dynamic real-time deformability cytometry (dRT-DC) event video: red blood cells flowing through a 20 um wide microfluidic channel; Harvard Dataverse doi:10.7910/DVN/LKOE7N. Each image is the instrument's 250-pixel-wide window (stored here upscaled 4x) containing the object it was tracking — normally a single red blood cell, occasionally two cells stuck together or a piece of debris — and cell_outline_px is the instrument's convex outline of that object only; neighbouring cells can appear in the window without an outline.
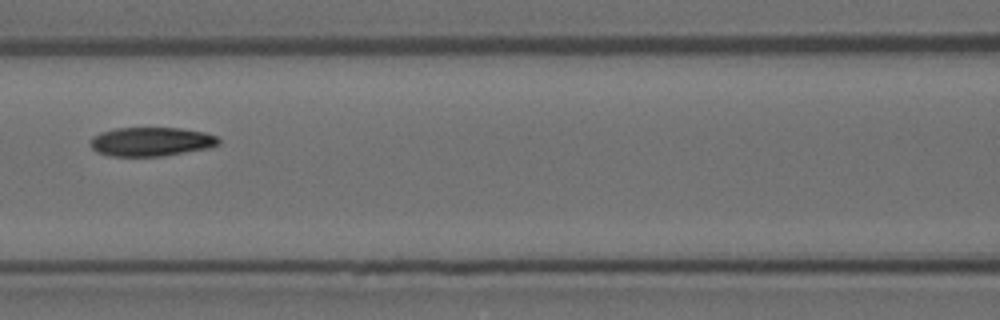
{"species": "Egyptian fruit bat (a non-hibernating species)", "species_latin": "Rousettus aegyptiacus", "temperature_condition": "room temperature", "stored_images_in_passage": 5, "camera_frame_rate_fps": 3000, "um_per_image_px": 0.085, "animal": {"sex": "female"}, "frame": {"image": 1, "passage_image": 5, "time_ms": 4.667, "image_size_px": [1000, 320], "cell_outline_px": [[220, 144], [208, 148], [164, 156], [108, 156], [96, 152], [88, 144], [92, 136], [100, 132], [116, 128], [180, 128], [204, 132], [216, 136], [220, 140]], "centroid_in_image_um": [12.81, 12.04], "position_along_channel_um": 153.8, "area_um2": 21.85}}